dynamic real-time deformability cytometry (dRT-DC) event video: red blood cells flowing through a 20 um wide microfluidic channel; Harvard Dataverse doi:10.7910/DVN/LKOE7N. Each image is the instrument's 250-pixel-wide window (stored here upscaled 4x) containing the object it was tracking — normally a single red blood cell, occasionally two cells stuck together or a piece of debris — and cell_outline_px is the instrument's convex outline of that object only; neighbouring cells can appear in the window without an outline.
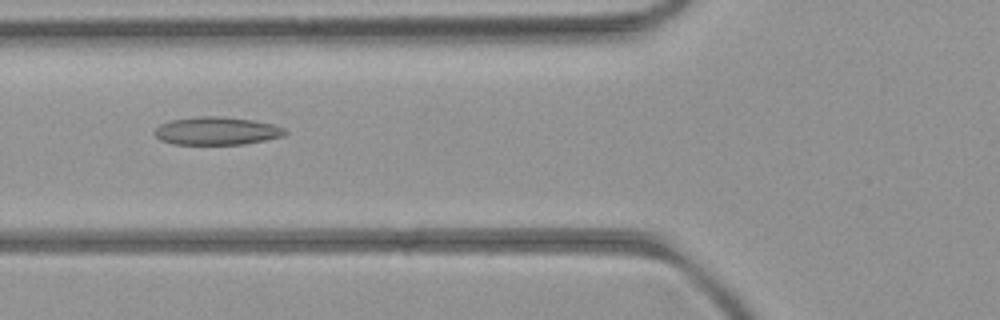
{"species": "common noctule bat (a hibernating species)", "species_latin": "Nyctalus noctula", "temperature_condition": "room temperature", "stored_images_in_passage": 3, "camera_frame_rate_fps": 3000, "um_per_image_px": 0.085, "animal": {"sex": "female", "body_mass_g": 21.9}, "frame": {"image": 1, "passage_image": 3, "time_ms": 3.0, "image_size_px": [1000, 320], "cell_outline_px": [[288, 132], [284, 136], [244, 144], [172, 144], [160, 140], [152, 132], [160, 124], [172, 120], [200, 116], [220, 116], [252, 120], [272, 124], [284, 128]], "centroid_in_image_um": [18.4, 11.13], "position_along_channel_um": 107.4, "area_um2": 21.21}}